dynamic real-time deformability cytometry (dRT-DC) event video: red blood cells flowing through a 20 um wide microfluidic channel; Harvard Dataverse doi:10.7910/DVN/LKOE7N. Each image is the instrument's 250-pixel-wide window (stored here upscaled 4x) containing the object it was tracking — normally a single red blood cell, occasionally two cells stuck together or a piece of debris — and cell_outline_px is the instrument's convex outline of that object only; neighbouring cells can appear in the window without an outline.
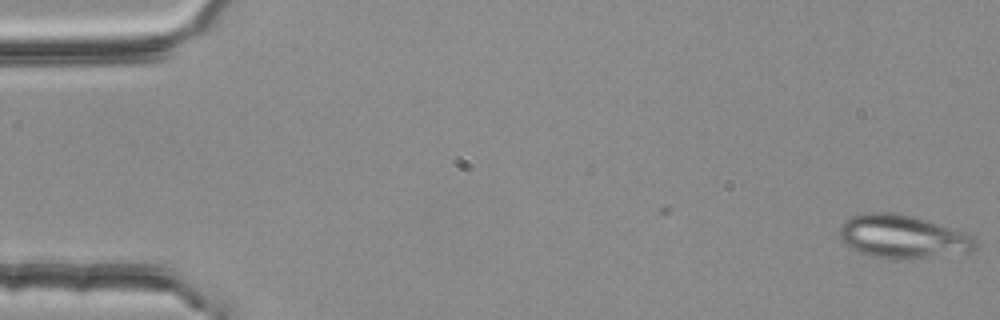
{"species": "common noctule bat (a hibernating species)", "species_latin": "Nyctalus noctula", "temperature_condition": "room temperature", "stored_images_in_passage": 3, "camera_frame_rate_fps": 3000, "um_per_image_px": 0.085, "animal": {"sex": "female", "body_mass_g": 25.1}, "frame": {"image": 1, "passage_image": 1, "time_ms": 0.0, "image_size_px": [1000, 320], "cell_outline_px": [[976, 248], [972, 252], [904, 260], [872, 256], [860, 252], [844, 244], [840, 236], [840, 228], [852, 216], [864, 212], [896, 212], [928, 220], [964, 232], [972, 236], [976, 240]], "centroid_in_image_um": [76.76, 20.12], "position_along_channel_um": 8.2, "area_um2": 34.33}}